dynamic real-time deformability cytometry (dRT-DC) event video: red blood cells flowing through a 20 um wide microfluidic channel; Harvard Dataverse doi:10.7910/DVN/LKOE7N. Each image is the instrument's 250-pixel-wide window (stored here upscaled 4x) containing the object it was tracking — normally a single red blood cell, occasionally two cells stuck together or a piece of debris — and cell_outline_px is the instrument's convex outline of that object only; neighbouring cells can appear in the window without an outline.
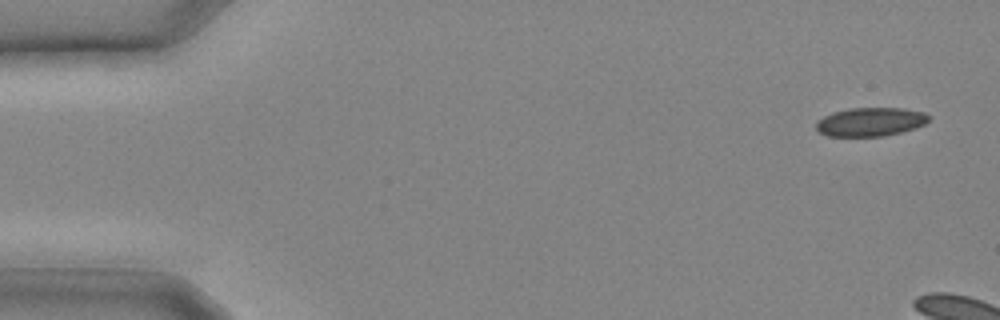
{"species": "common noctule bat (a hibernating species)", "species_latin": "Nyctalus noctula", "temperature_condition": "cold", "stored_images_in_passage": 6, "camera_frame_rate_fps": 3000, "um_per_image_px": 0.085, "animal": {"sex": "male", "body_mass_g": 20.4}, "frame": {"image": 1, "passage_image": 1, "time_ms": 0.0, "image_size_px": [1000, 320], "cell_outline_px": [[928, 120], [924, 124], [916, 128], [884, 136], [828, 136], [820, 132], [816, 128], [816, 124], [824, 116], [832, 112], [852, 108], [904, 108], [924, 112], [928, 116]], "centroid_in_image_um": [74.0, 10.35], "position_along_channel_um": 11.0, "area_um2": 18.67}}